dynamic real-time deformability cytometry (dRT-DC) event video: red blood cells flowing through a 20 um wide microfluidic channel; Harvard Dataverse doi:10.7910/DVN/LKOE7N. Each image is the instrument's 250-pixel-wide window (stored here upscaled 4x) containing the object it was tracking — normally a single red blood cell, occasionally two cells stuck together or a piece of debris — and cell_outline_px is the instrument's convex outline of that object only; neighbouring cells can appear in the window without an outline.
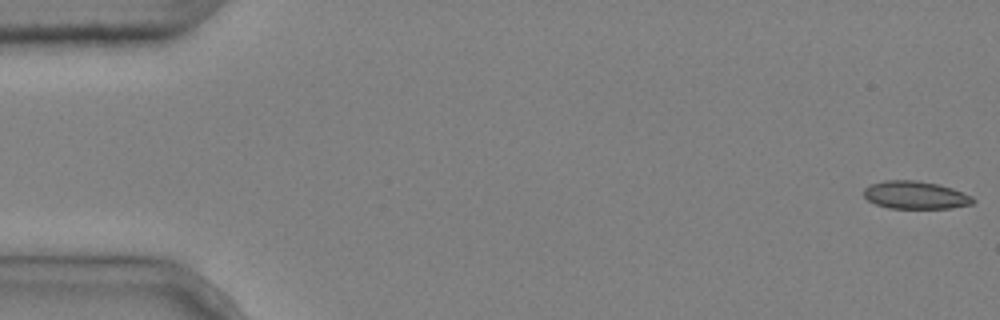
{"species": "common noctule bat (a hibernating species)", "species_latin": "Nyctalus noctula", "temperature_condition": "cold", "stored_images_in_passage": 7, "camera_frame_rate_fps": 3000, "um_per_image_px": 0.085, "animal": {"sex": "male", "body_mass_g": 20.4}, "frame": {"image": 1, "passage_image": 1, "time_ms": 0.0, "image_size_px": [1000, 320], "cell_outline_px": [[976, 200], [972, 204], [952, 208], [888, 208], [876, 204], [868, 200], [864, 196], [864, 188], [868, 184], [884, 180], [916, 180], [940, 184], [952, 188], [972, 196]], "centroid_in_image_um": [77.8, 16.57], "position_along_channel_um": 7.2, "area_um2": 17.86}}
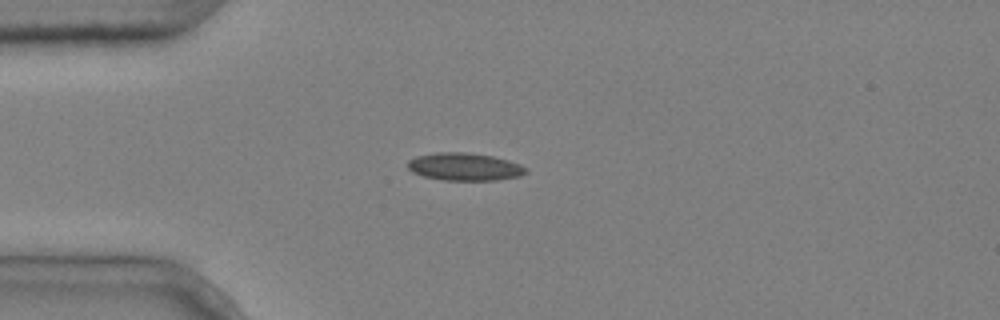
{"frame": {"image": 2, "passage_image": 5, "time_ms": 1.333, "image_size_px": [1000, 320], "cell_outline_px": [[528, 172], [520, 176], [496, 180], [444, 180], [424, 176], [412, 172], [408, 168], [408, 160], [416, 156], [436, 152], [464, 152], [492, 156], [508, 160], [520, 164], [528, 168]], "centroid_in_image_um": [39.5, 14.17], "position_along_channel_um": 45.5, "area_um2": 19.07}}
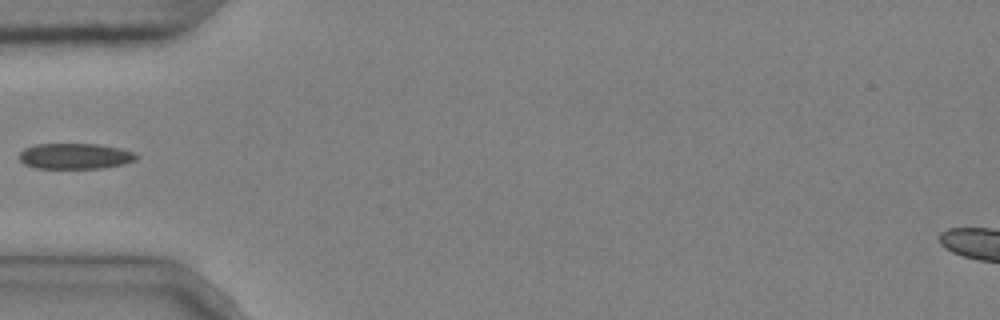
{"frame": {"image": 3, "passage_image": 6, "time_ms": 1.667, "image_size_px": [1000, 320], "cell_outline_px": [[140, 156], [136, 160], [124, 164], [100, 168], [36, 168], [24, 164], [20, 160], [20, 152], [24, 148], [36, 144], [100, 144], [120, 148], [136, 152]], "centroid_in_image_um": [6.43, 13.26], "position_along_channel_um": 78.6, "area_um2": 17.69}}